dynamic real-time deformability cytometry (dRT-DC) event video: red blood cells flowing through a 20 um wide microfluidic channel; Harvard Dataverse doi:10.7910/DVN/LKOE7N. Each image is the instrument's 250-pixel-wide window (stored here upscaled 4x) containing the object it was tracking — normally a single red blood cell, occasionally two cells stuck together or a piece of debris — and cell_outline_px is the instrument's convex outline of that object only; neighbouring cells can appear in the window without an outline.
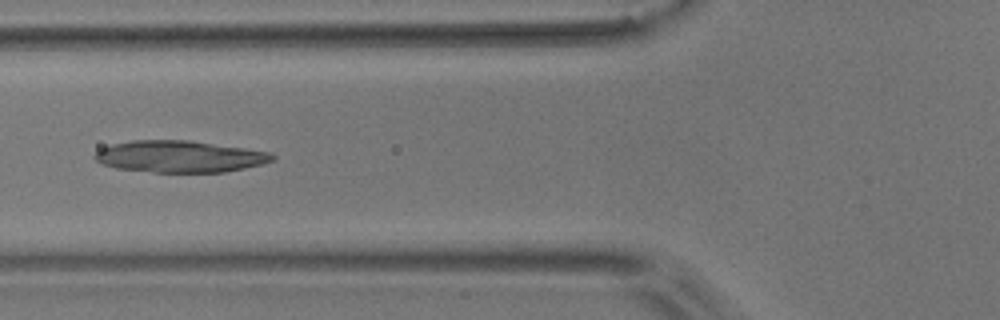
{"species": "common noctule bat (a hibernating species)", "species_latin": "Nyctalus noctula", "temperature_condition": "room temperature", "stored_images_in_passage": 5, "camera_frame_rate_fps": 3000, "um_per_image_px": 0.085, "animal": {"sex": "male", "body_mass_g": 17.9}, "frame": {"image": 1, "passage_image": 5, "time_ms": 4.667, "image_size_px": [1000, 320], "cell_outline_px": [[276, 160], [244, 168], [224, 172], [152, 172], [116, 168], [104, 164], [96, 160], [92, 156], [100, 148], [112, 144], [132, 140], [188, 140], [272, 152], [276, 156]], "centroid_in_image_um": [15.27, 13.3], "position_along_channel_um": 110.5, "area_um2": 32.83}}